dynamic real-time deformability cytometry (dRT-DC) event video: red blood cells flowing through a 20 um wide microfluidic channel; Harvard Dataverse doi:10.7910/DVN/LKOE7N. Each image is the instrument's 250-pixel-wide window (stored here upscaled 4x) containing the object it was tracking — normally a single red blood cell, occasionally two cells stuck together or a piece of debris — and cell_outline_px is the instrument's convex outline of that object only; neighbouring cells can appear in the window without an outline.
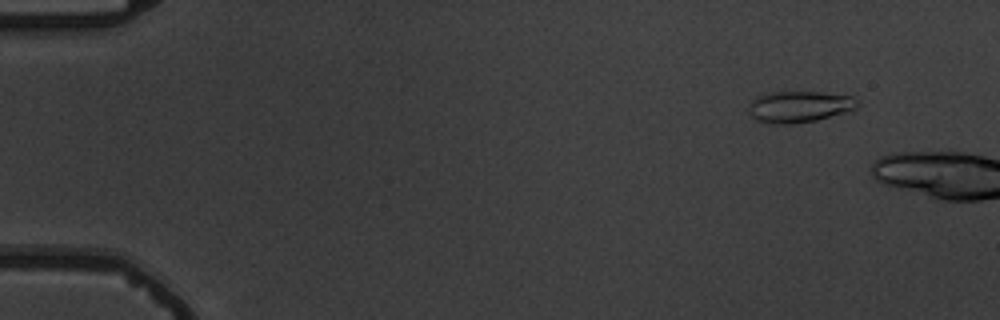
{"species": "common noctule bat (a hibernating species)", "species_latin": "Nyctalus noctula", "temperature_condition": "warm", "stored_images_in_passage": 3, "camera_frame_rate_fps": 3000, "um_per_image_px": 0.085, "animal": {"sex": "male", "body_mass_g": 19.5, "forearm_length_mm": 54.6}, "frame": {"image": 1, "passage_image": 2, "time_ms": 1.333, "image_size_px": [1000, 320], "cell_outline_px": [[860, 104], [856, 108], [844, 112], [816, 120], [788, 124], [772, 124], [756, 120], [748, 112], [748, 104], [756, 96], [764, 92], [820, 92], [852, 96], [860, 100]], "centroid_in_image_um": [67.9, 9.05], "position_along_channel_um": 17.1, "area_um2": 20.06}}